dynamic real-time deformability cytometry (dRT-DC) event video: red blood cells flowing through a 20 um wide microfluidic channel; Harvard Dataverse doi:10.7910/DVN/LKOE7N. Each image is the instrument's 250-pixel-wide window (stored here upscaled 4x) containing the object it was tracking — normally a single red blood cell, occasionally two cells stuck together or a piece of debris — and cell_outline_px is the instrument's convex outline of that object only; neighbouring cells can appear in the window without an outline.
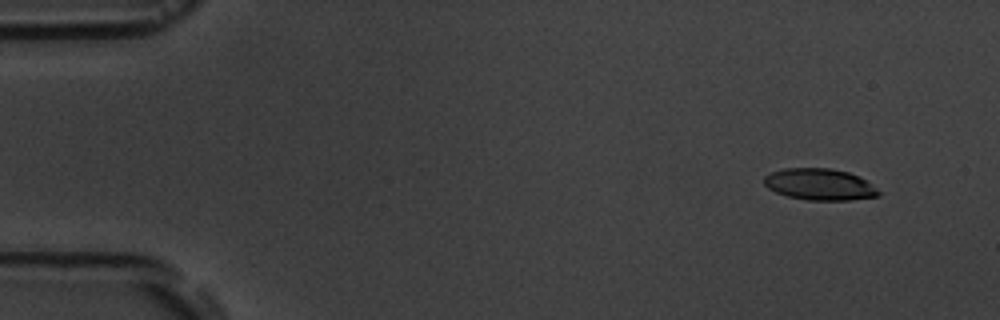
{"species": "common noctule bat (a hibernating species)", "species_latin": "Nyctalus noctula", "temperature_condition": "room temperature", "stored_images_in_passage": 9, "camera_frame_rate_fps": 3000, "um_per_image_px": 0.085, "animal": {"sex": "male", "body_mass_g": 19.5, "forearm_length_mm": 54.6}, "frame": {"image": 1, "passage_image": 1, "time_ms": 0.0, "image_size_px": [1000, 320], "cell_outline_px": [[880, 196], [848, 200], [808, 200], [788, 196], [776, 192], [768, 188], [764, 184], [764, 176], [772, 172], [784, 168], [832, 168], [848, 172], [860, 176], [876, 188], [880, 192]], "centroid_in_image_um": [69.68, 15.67], "position_along_channel_um": 15.3, "area_um2": 21.04}}
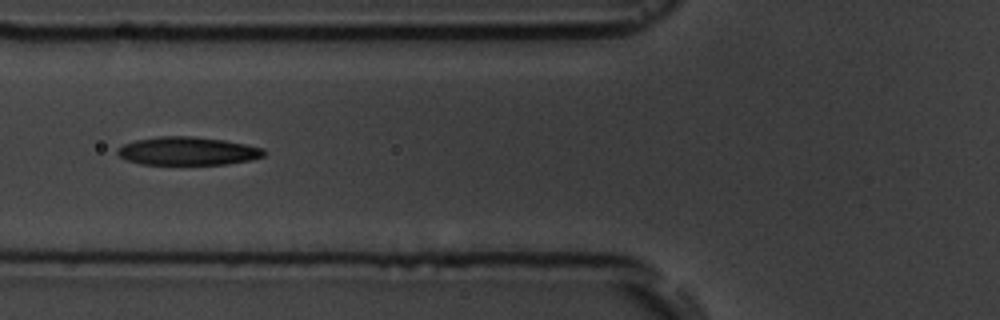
{"frame": {"image": 2, "passage_image": 6, "time_ms": 5.667, "image_size_px": [1000, 320], "cell_outline_px": [[268, 152], [264, 156], [248, 160], [228, 164], [140, 164], [128, 160], [120, 156], [116, 152], [116, 148], [124, 144], [136, 140], [160, 136], [192, 136], [224, 140], [264, 148]], "centroid_in_image_um": [15.96, 12.83], "position_along_channel_um": 109.8, "area_um2": 24.04}}
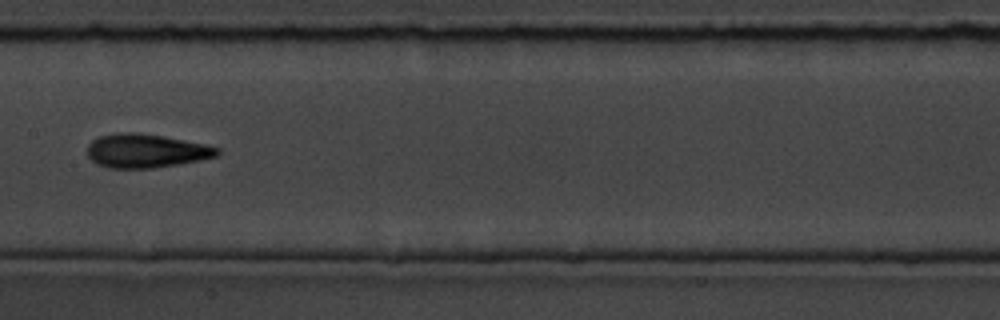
{"frame": {"image": 3, "passage_image": 8, "time_ms": 8.0, "image_size_px": [1000, 320], "cell_outline_px": [[220, 152], [216, 156], [200, 160], [152, 168], [108, 168], [96, 164], [88, 156], [88, 144], [92, 140], [100, 136], [116, 132], [136, 132], [164, 136], [204, 144], [220, 148]], "centroid_in_image_um": [12.38, 12.81], "position_along_channel_um": 195.0, "area_um2": 25.55}}